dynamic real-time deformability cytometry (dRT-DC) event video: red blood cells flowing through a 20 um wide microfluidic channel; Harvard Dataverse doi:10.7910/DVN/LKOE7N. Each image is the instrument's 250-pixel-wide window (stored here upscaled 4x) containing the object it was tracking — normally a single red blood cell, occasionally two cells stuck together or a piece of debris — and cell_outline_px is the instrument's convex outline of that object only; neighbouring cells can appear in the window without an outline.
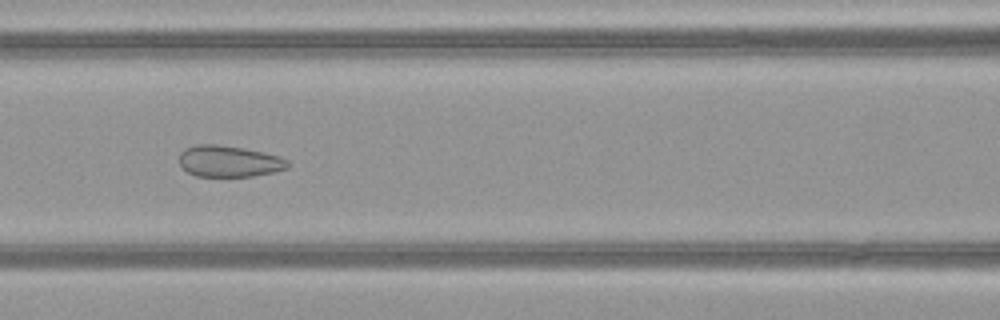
{"species": "common noctule bat (a hibernating species)", "species_latin": "Nyctalus noctula", "temperature_condition": "warm", "stored_images_in_passage": 50, "camera_frame_rate_fps": 3000, "um_per_image_px": 0.085, "animal": {"sex": "female", "body_mass_g": 21.9}, "frame": {"image": 1, "passage_image": 22, "time_ms": 7.0, "image_size_px": [1000, 320], "cell_outline_px": [[288, 168], [272, 172], [252, 176], [196, 176], [188, 172], [180, 164], [180, 152], [184, 148], [196, 144], [216, 144], [244, 148], [280, 156], [288, 160]], "centroid_in_image_um": [19.45, 13.69], "position_along_channel_um": 147.1, "area_um2": 19.77}}
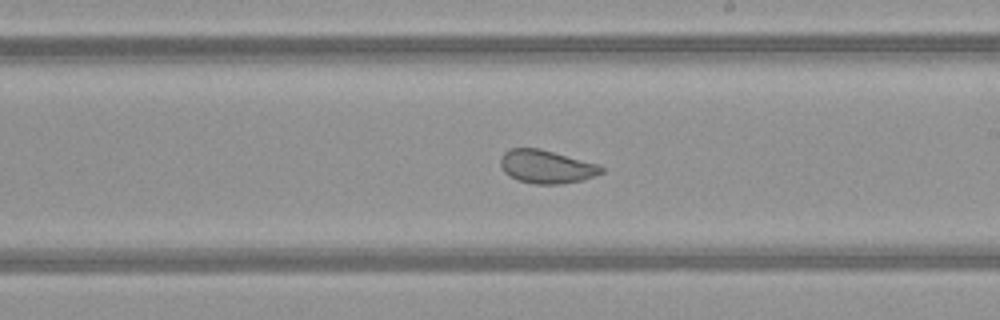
{"frame": {"image": 2, "passage_image": 29, "time_ms": 9.333, "image_size_px": [1000, 320], "cell_outline_px": [[604, 172], [580, 180], [560, 184], [536, 184], [516, 180], [504, 172], [500, 164], [500, 156], [504, 152], [512, 148], [540, 148], [600, 164], [604, 168]], "centroid_in_image_um": [46.44, 14.16], "position_along_channel_um": 242.6, "area_um2": 19.65}}
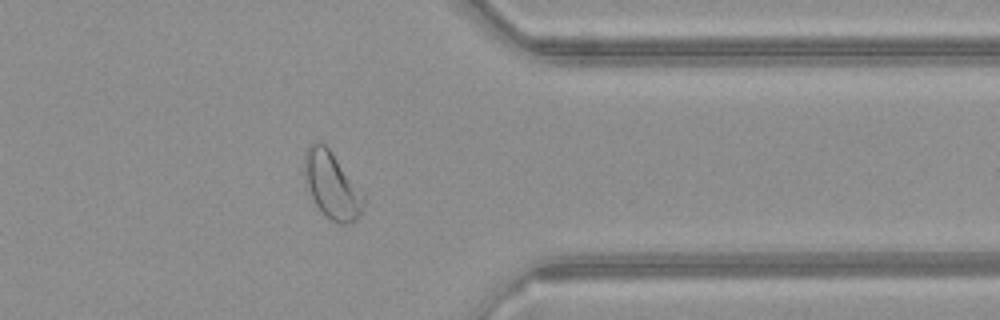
{"frame": {"image": 3, "passage_image": 40, "time_ms": 13.0, "image_size_px": [1000, 320], "cell_outline_px": [[364, 208], [356, 220], [344, 224], [340, 224], [332, 220], [316, 204], [312, 196], [304, 176], [304, 156], [308, 144], [316, 140], [320, 140], [332, 152], [364, 192]], "centroid_in_image_um": [28.22, 15.69], "position_along_channel_um": 383.2, "area_um2": 22.95}, "authors_computed_cell_mechanics": {"area_um2": 25.721, "velocity_mm_per_s": 4.099, "shape_relaxation_time_tau1_ms": null, "shape_relaxation_time_tau2_ms": 0.736, "deformation_change_tau1": null, "deformation_change_tau2": 0.0708}}